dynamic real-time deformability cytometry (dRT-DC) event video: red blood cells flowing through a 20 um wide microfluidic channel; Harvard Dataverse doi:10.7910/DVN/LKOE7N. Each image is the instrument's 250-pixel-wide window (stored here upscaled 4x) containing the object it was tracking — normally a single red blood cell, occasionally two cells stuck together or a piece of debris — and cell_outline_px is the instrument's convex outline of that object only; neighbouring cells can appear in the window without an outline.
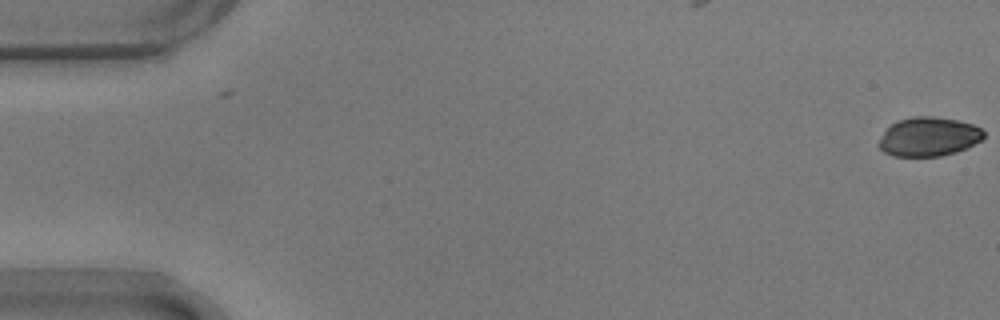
{"species": "common noctule bat (a hibernating species)", "species_latin": "Nyctalus noctula", "temperature_condition": "warm", "stored_images_in_passage": 2, "camera_frame_rate_fps": 3000, "um_per_image_px": 0.085, "animal": {"sex": "male", "body_mass_g": 17.9}, "frame": {"image": 1, "passage_image": 2, "time_ms": 0.333, "image_size_px": [1000, 320], "cell_outline_px": [[984, 136], [980, 140], [968, 148], [956, 152], [940, 156], [892, 156], [884, 152], [876, 144], [884, 132], [896, 120], [912, 116], [932, 116], [956, 120], [972, 124], [980, 128], [984, 132]], "centroid_in_image_um": [78.91, 11.62], "position_along_channel_um": 6.1, "area_um2": 23.93}}